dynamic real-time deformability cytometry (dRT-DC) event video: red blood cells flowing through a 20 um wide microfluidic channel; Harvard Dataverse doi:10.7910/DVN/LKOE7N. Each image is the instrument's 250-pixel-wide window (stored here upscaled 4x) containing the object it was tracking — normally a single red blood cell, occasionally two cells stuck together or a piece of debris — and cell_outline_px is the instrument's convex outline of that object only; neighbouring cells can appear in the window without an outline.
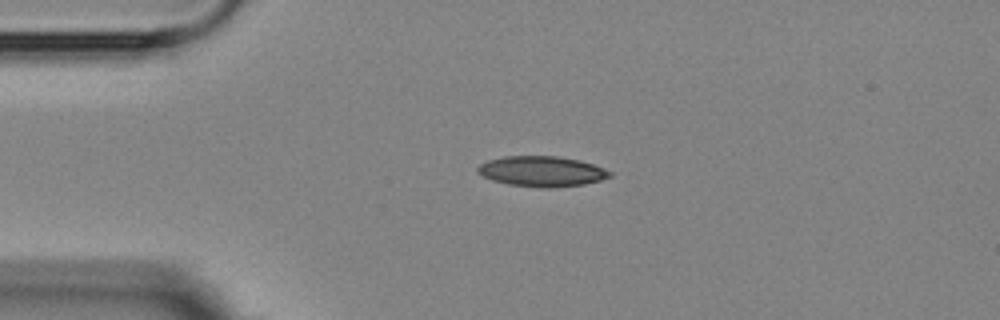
{"species": "Egyptian fruit bat (a non-hibernating species)", "species_latin": "Rousettus aegyptiacus", "temperature_condition": "room temperature", "stored_images_in_passage": 2, "camera_frame_rate_fps": 3000, "um_per_image_px": 0.085, "animal": {"sex": "female"}, "frame": {"image": 1, "passage_image": 2, "time_ms": 1.667, "image_size_px": [1000, 320], "cell_outline_px": [[612, 176], [600, 180], [584, 184], [552, 188], [544, 188], [508, 184], [492, 180], [476, 172], [476, 168], [480, 164], [488, 160], [504, 156], [560, 156], [580, 160], [604, 168], [612, 172]], "centroid_in_image_um": [46.05, 14.56], "position_along_channel_um": 38.9, "area_um2": 23.47}}